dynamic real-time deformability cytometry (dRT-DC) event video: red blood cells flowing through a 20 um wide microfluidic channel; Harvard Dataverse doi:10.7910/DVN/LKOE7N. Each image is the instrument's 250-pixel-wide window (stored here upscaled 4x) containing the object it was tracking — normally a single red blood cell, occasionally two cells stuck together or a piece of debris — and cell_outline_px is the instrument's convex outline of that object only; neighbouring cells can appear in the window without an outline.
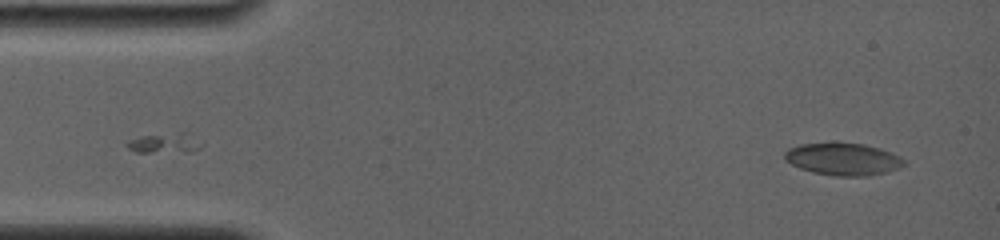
{"species": "common noctule bat (a hibernating species)", "species_latin": "Nyctalus noctula", "temperature_condition": "room temperature", "stored_images_in_passage": 10, "camera_frame_rate_fps": 4000, "um_per_image_px": 0.085, "animal": {"sex": "female", "body_mass_g": 19.0, "forearm_length_mm": 56.7}, "frame": {"image": 1, "passage_image": 3, "time_ms": 0.25, "image_size_px": [1000, 240], "cell_outline_px": [[904, 164], [900, 168], [868, 176], [832, 176], [812, 172], [800, 168], [784, 160], [784, 152], [788, 148], [800, 144], [864, 144], [880, 148], [892, 152], [900, 156], [904, 160]], "centroid_in_image_um": [71.66, 13.54], "position_along_channel_um": 13.3, "area_um2": 22.25}}